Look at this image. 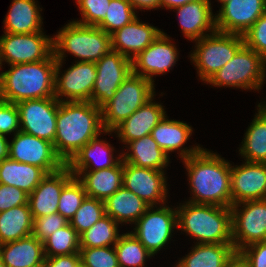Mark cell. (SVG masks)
I'll list each match as a JSON object with an SVG mask.
<instances>
[{
	"label": "cell",
	"instance_id": "6da1fadb",
	"mask_svg": "<svg viewBox=\"0 0 266 267\" xmlns=\"http://www.w3.org/2000/svg\"><path fill=\"white\" fill-rule=\"evenodd\" d=\"M112 130H104L101 108L90 101H59L56 117L54 149L66 164L92 138Z\"/></svg>",
	"mask_w": 266,
	"mask_h": 267
},
{
	"label": "cell",
	"instance_id": "7a4b0ae2",
	"mask_svg": "<svg viewBox=\"0 0 266 267\" xmlns=\"http://www.w3.org/2000/svg\"><path fill=\"white\" fill-rule=\"evenodd\" d=\"M188 176L191 199L197 204L232 206L231 164L219 154L202 148L182 160Z\"/></svg>",
	"mask_w": 266,
	"mask_h": 267
},
{
	"label": "cell",
	"instance_id": "3957f363",
	"mask_svg": "<svg viewBox=\"0 0 266 267\" xmlns=\"http://www.w3.org/2000/svg\"><path fill=\"white\" fill-rule=\"evenodd\" d=\"M0 72V100L17 104L31 99L55 97L56 59L9 65Z\"/></svg>",
	"mask_w": 266,
	"mask_h": 267
},
{
	"label": "cell",
	"instance_id": "277c9868",
	"mask_svg": "<svg viewBox=\"0 0 266 267\" xmlns=\"http://www.w3.org/2000/svg\"><path fill=\"white\" fill-rule=\"evenodd\" d=\"M184 202L176 207L179 230L196 244H232L231 208Z\"/></svg>",
	"mask_w": 266,
	"mask_h": 267
},
{
	"label": "cell",
	"instance_id": "5b68a950",
	"mask_svg": "<svg viewBox=\"0 0 266 267\" xmlns=\"http://www.w3.org/2000/svg\"><path fill=\"white\" fill-rule=\"evenodd\" d=\"M56 61L64 62L66 52L76 57V62H97L111 50V35L97 26L70 21L52 36Z\"/></svg>",
	"mask_w": 266,
	"mask_h": 267
},
{
	"label": "cell",
	"instance_id": "8992f818",
	"mask_svg": "<svg viewBox=\"0 0 266 267\" xmlns=\"http://www.w3.org/2000/svg\"><path fill=\"white\" fill-rule=\"evenodd\" d=\"M190 60L196 66L199 79L205 84L244 46L242 35L215 31L195 40Z\"/></svg>",
	"mask_w": 266,
	"mask_h": 267
},
{
	"label": "cell",
	"instance_id": "52a82bcc",
	"mask_svg": "<svg viewBox=\"0 0 266 267\" xmlns=\"http://www.w3.org/2000/svg\"><path fill=\"white\" fill-rule=\"evenodd\" d=\"M266 60L245 45L231 61L219 69L206 83L218 87H235L259 91L266 80Z\"/></svg>",
	"mask_w": 266,
	"mask_h": 267
},
{
	"label": "cell",
	"instance_id": "ba28073f",
	"mask_svg": "<svg viewBox=\"0 0 266 267\" xmlns=\"http://www.w3.org/2000/svg\"><path fill=\"white\" fill-rule=\"evenodd\" d=\"M155 85L145 77L131 73L113 98L101 107L104 130H113L155 95Z\"/></svg>",
	"mask_w": 266,
	"mask_h": 267
},
{
	"label": "cell",
	"instance_id": "9c48e42d",
	"mask_svg": "<svg viewBox=\"0 0 266 267\" xmlns=\"http://www.w3.org/2000/svg\"><path fill=\"white\" fill-rule=\"evenodd\" d=\"M136 225V226H135ZM130 231L154 257L171 241L172 233L178 229L176 207L166 204L149 206L144 215Z\"/></svg>",
	"mask_w": 266,
	"mask_h": 267
},
{
	"label": "cell",
	"instance_id": "30bf717a",
	"mask_svg": "<svg viewBox=\"0 0 266 267\" xmlns=\"http://www.w3.org/2000/svg\"><path fill=\"white\" fill-rule=\"evenodd\" d=\"M231 223L236 252L252 243L266 241V199L233 204Z\"/></svg>",
	"mask_w": 266,
	"mask_h": 267
},
{
	"label": "cell",
	"instance_id": "8fae6325",
	"mask_svg": "<svg viewBox=\"0 0 266 267\" xmlns=\"http://www.w3.org/2000/svg\"><path fill=\"white\" fill-rule=\"evenodd\" d=\"M2 62L9 65L47 60L53 54V37L43 31L30 34L4 33L0 36Z\"/></svg>",
	"mask_w": 266,
	"mask_h": 267
},
{
	"label": "cell",
	"instance_id": "7c38bea8",
	"mask_svg": "<svg viewBox=\"0 0 266 267\" xmlns=\"http://www.w3.org/2000/svg\"><path fill=\"white\" fill-rule=\"evenodd\" d=\"M20 131L54 144L59 100L56 97L18 102Z\"/></svg>",
	"mask_w": 266,
	"mask_h": 267
},
{
	"label": "cell",
	"instance_id": "4fadbf2b",
	"mask_svg": "<svg viewBox=\"0 0 266 267\" xmlns=\"http://www.w3.org/2000/svg\"><path fill=\"white\" fill-rule=\"evenodd\" d=\"M63 63L62 61H56L55 97L60 102L90 101L97 77L95 62L75 61V64L67 70L61 71ZM62 72L64 73L62 74Z\"/></svg>",
	"mask_w": 266,
	"mask_h": 267
},
{
	"label": "cell",
	"instance_id": "5bb4252c",
	"mask_svg": "<svg viewBox=\"0 0 266 267\" xmlns=\"http://www.w3.org/2000/svg\"><path fill=\"white\" fill-rule=\"evenodd\" d=\"M95 65L97 77L90 102L101 108L113 98L123 81L132 73V60L111 50Z\"/></svg>",
	"mask_w": 266,
	"mask_h": 267
},
{
	"label": "cell",
	"instance_id": "9a60e30c",
	"mask_svg": "<svg viewBox=\"0 0 266 267\" xmlns=\"http://www.w3.org/2000/svg\"><path fill=\"white\" fill-rule=\"evenodd\" d=\"M9 158L40 167L47 174L65 166L56 154L53 143L21 131L17 132L9 142Z\"/></svg>",
	"mask_w": 266,
	"mask_h": 267
},
{
	"label": "cell",
	"instance_id": "2e32d148",
	"mask_svg": "<svg viewBox=\"0 0 266 267\" xmlns=\"http://www.w3.org/2000/svg\"><path fill=\"white\" fill-rule=\"evenodd\" d=\"M166 173L124 163L123 186L141 198L148 206L167 203Z\"/></svg>",
	"mask_w": 266,
	"mask_h": 267
},
{
	"label": "cell",
	"instance_id": "e0dca14e",
	"mask_svg": "<svg viewBox=\"0 0 266 267\" xmlns=\"http://www.w3.org/2000/svg\"><path fill=\"white\" fill-rule=\"evenodd\" d=\"M167 33L157 37L132 60V73L145 77L152 83L153 76L164 75L175 66L179 52Z\"/></svg>",
	"mask_w": 266,
	"mask_h": 267
},
{
	"label": "cell",
	"instance_id": "ac0fdd59",
	"mask_svg": "<svg viewBox=\"0 0 266 267\" xmlns=\"http://www.w3.org/2000/svg\"><path fill=\"white\" fill-rule=\"evenodd\" d=\"M265 12L266 0H229L215 13L216 31L243 36Z\"/></svg>",
	"mask_w": 266,
	"mask_h": 267
},
{
	"label": "cell",
	"instance_id": "d6986e66",
	"mask_svg": "<svg viewBox=\"0 0 266 267\" xmlns=\"http://www.w3.org/2000/svg\"><path fill=\"white\" fill-rule=\"evenodd\" d=\"M232 205L247 200L266 199V163L231 164Z\"/></svg>",
	"mask_w": 266,
	"mask_h": 267
},
{
	"label": "cell",
	"instance_id": "ffe728a7",
	"mask_svg": "<svg viewBox=\"0 0 266 267\" xmlns=\"http://www.w3.org/2000/svg\"><path fill=\"white\" fill-rule=\"evenodd\" d=\"M65 165L60 170L47 174L28 195V204L33 219L57 213L59 199L64 185L73 177Z\"/></svg>",
	"mask_w": 266,
	"mask_h": 267
},
{
	"label": "cell",
	"instance_id": "44dd1931",
	"mask_svg": "<svg viewBox=\"0 0 266 267\" xmlns=\"http://www.w3.org/2000/svg\"><path fill=\"white\" fill-rule=\"evenodd\" d=\"M162 30L149 23H144L138 17L133 19L123 28L111 34V47L130 60H133L140 52L145 50Z\"/></svg>",
	"mask_w": 266,
	"mask_h": 267
},
{
	"label": "cell",
	"instance_id": "7402d4cb",
	"mask_svg": "<svg viewBox=\"0 0 266 267\" xmlns=\"http://www.w3.org/2000/svg\"><path fill=\"white\" fill-rule=\"evenodd\" d=\"M154 98L155 95L112 130L113 133H117V137L120 142L124 143L123 145L151 135L154 127L166 115L163 105L159 104V102H154Z\"/></svg>",
	"mask_w": 266,
	"mask_h": 267
},
{
	"label": "cell",
	"instance_id": "603a6c76",
	"mask_svg": "<svg viewBox=\"0 0 266 267\" xmlns=\"http://www.w3.org/2000/svg\"><path fill=\"white\" fill-rule=\"evenodd\" d=\"M210 0H194L176 10L181 33L190 41H195L216 31L215 15Z\"/></svg>",
	"mask_w": 266,
	"mask_h": 267
},
{
	"label": "cell",
	"instance_id": "cb8c5ba5",
	"mask_svg": "<svg viewBox=\"0 0 266 267\" xmlns=\"http://www.w3.org/2000/svg\"><path fill=\"white\" fill-rule=\"evenodd\" d=\"M192 129V126H189L186 122L168 119L166 114L154 127L151 136L167 155L176 151L179 152L178 155L181 160H184L197 154L202 149L200 144L191 146L189 149L184 147L192 136Z\"/></svg>",
	"mask_w": 266,
	"mask_h": 267
},
{
	"label": "cell",
	"instance_id": "d4e9b609",
	"mask_svg": "<svg viewBox=\"0 0 266 267\" xmlns=\"http://www.w3.org/2000/svg\"><path fill=\"white\" fill-rule=\"evenodd\" d=\"M99 136L92 138L65 164L70 171H96L116 166L122 159V152L113 156V146Z\"/></svg>",
	"mask_w": 266,
	"mask_h": 267
},
{
	"label": "cell",
	"instance_id": "484cf974",
	"mask_svg": "<svg viewBox=\"0 0 266 267\" xmlns=\"http://www.w3.org/2000/svg\"><path fill=\"white\" fill-rule=\"evenodd\" d=\"M123 159L111 168L71 171L83 184L87 197L105 201L123 186Z\"/></svg>",
	"mask_w": 266,
	"mask_h": 267
},
{
	"label": "cell",
	"instance_id": "4316f807",
	"mask_svg": "<svg viewBox=\"0 0 266 267\" xmlns=\"http://www.w3.org/2000/svg\"><path fill=\"white\" fill-rule=\"evenodd\" d=\"M0 255L6 267H43V242L33 235L0 245Z\"/></svg>",
	"mask_w": 266,
	"mask_h": 267
},
{
	"label": "cell",
	"instance_id": "83f0119b",
	"mask_svg": "<svg viewBox=\"0 0 266 267\" xmlns=\"http://www.w3.org/2000/svg\"><path fill=\"white\" fill-rule=\"evenodd\" d=\"M35 0H13L4 24V33L30 34L43 31V10Z\"/></svg>",
	"mask_w": 266,
	"mask_h": 267
},
{
	"label": "cell",
	"instance_id": "f1b7e54d",
	"mask_svg": "<svg viewBox=\"0 0 266 267\" xmlns=\"http://www.w3.org/2000/svg\"><path fill=\"white\" fill-rule=\"evenodd\" d=\"M124 147H127V151L122 152L123 163L157 171H165L164 168L170 164L169 155L159 147L151 135L133 140Z\"/></svg>",
	"mask_w": 266,
	"mask_h": 267
},
{
	"label": "cell",
	"instance_id": "f546056e",
	"mask_svg": "<svg viewBox=\"0 0 266 267\" xmlns=\"http://www.w3.org/2000/svg\"><path fill=\"white\" fill-rule=\"evenodd\" d=\"M105 215L118 224H135L146 212L148 205L124 186L105 201Z\"/></svg>",
	"mask_w": 266,
	"mask_h": 267
},
{
	"label": "cell",
	"instance_id": "4dcf8cb0",
	"mask_svg": "<svg viewBox=\"0 0 266 267\" xmlns=\"http://www.w3.org/2000/svg\"><path fill=\"white\" fill-rule=\"evenodd\" d=\"M264 103V104H263ZM266 102L257 105L250 126L244 134L239 155L247 162L266 163Z\"/></svg>",
	"mask_w": 266,
	"mask_h": 267
},
{
	"label": "cell",
	"instance_id": "1f68e13d",
	"mask_svg": "<svg viewBox=\"0 0 266 267\" xmlns=\"http://www.w3.org/2000/svg\"><path fill=\"white\" fill-rule=\"evenodd\" d=\"M47 173L40 167L20 163L10 158L0 161V184L20 188L28 195Z\"/></svg>",
	"mask_w": 266,
	"mask_h": 267
},
{
	"label": "cell",
	"instance_id": "d6a6232c",
	"mask_svg": "<svg viewBox=\"0 0 266 267\" xmlns=\"http://www.w3.org/2000/svg\"><path fill=\"white\" fill-rule=\"evenodd\" d=\"M188 255L178 262V267H227L236 253L233 244H196Z\"/></svg>",
	"mask_w": 266,
	"mask_h": 267
},
{
	"label": "cell",
	"instance_id": "836d02e7",
	"mask_svg": "<svg viewBox=\"0 0 266 267\" xmlns=\"http://www.w3.org/2000/svg\"><path fill=\"white\" fill-rule=\"evenodd\" d=\"M33 223L28 203L0 212V245L32 235Z\"/></svg>",
	"mask_w": 266,
	"mask_h": 267
},
{
	"label": "cell",
	"instance_id": "e575fe53",
	"mask_svg": "<svg viewBox=\"0 0 266 267\" xmlns=\"http://www.w3.org/2000/svg\"><path fill=\"white\" fill-rule=\"evenodd\" d=\"M118 226L115 220L105 215L90 229L80 234V248L115 246L121 235Z\"/></svg>",
	"mask_w": 266,
	"mask_h": 267
},
{
	"label": "cell",
	"instance_id": "d590c367",
	"mask_svg": "<svg viewBox=\"0 0 266 267\" xmlns=\"http://www.w3.org/2000/svg\"><path fill=\"white\" fill-rule=\"evenodd\" d=\"M119 267H146V259L153 257L131 233H123L114 246Z\"/></svg>",
	"mask_w": 266,
	"mask_h": 267
},
{
	"label": "cell",
	"instance_id": "8d00e7d4",
	"mask_svg": "<svg viewBox=\"0 0 266 267\" xmlns=\"http://www.w3.org/2000/svg\"><path fill=\"white\" fill-rule=\"evenodd\" d=\"M43 247L45 258L79 253L80 235L68 223L49 236L43 242Z\"/></svg>",
	"mask_w": 266,
	"mask_h": 267
},
{
	"label": "cell",
	"instance_id": "74e56055",
	"mask_svg": "<svg viewBox=\"0 0 266 267\" xmlns=\"http://www.w3.org/2000/svg\"><path fill=\"white\" fill-rule=\"evenodd\" d=\"M128 0H111L105 19L97 26L111 35L137 17Z\"/></svg>",
	"mask_w": 266,
	"mask_h": 267
},
{
	"label": "cell",
	"instance_id": "f35d334b",
	"mask_svg": "<svg viewBox=\"0 0 266 267\" xmlns=\"http://www.w3.org/2000/svg\"><path fill=\"white\" fill-rule=\"evenodd\" d=\"M86 197L87 194L82 182L73 176L62 189L58 213L70 222Z\"/></svg>",
	"mask_w": 266,
	"mask_h": 267
},
{
	"label": "cell",
	"instance_id": "ab89813d",
	"mask_svg": "<svg viewBox=\"0 0 266 267\" xmlns=\"http://www.w3.org/2000/svg\"><path fill=\"white\" fill-rule=\"evenodd\" d=\"M104 216V201L100 199L86 197L69 223L80 235L84 231L90 229L96 222H98Z\"/></svg>",
	"mask_w": 266,
	"mask_h": 267
},
{
	"label": "cell",
	"instance_id": "60d3db41",
	"mask_svg": "<svg viewBox=\"0 0 266 267\" xmlns=\"http://www.w3.org/2000/svg\"><path fill=\"white\" fill-rule=\"evenodd\" d=\"M79 254L85 267H119L114 246L80 248Z\"/></svg>",
	"mask_w": 266,
	"mask_h": 267
},
{
	"label": "cell",
	"instance_id": "b9f144b4",
	"mask_svg": "<svg viewBox=\"0 0 266 267\" xmlns=\"http://www.w3.org/2000/svg\"><path fill=\"white\" fill-rule=\"evenodd\" d=\"M81 18L73 20L82 25L98 26L106 17L111 0H75Z\"/></svg>",
	"mask_w": 266,
	"mask_h": 267
},
{
	"label": "cell",
	"instance_id": "7bdbcfd3",
	"mask_svg": "<svg viewBox=\"0 0 266 267\" xmlns=\"http://www.w3.org/2000/svg\"><path fill=\"white\" fill-rule=\"evenodd\" d=\"M244 45L266 60V12L243 35Z\"/></svg>",
	"mask_w": 266,
	"mask_h": 267
},
{
	"label": "cell",
	"instance_id": "ee69618b",
	"mask_svg": "<svg viewBox=\"0 0 266 267\" xmlns=\"http://www.w3.org/2000/svg\"><path fill=\"white\" fill-rule=\"evenodd\" d=\"M69 222L58 212L34 219L32 235L44 242L58 229L65 227Z\"/></svg>",
	"mask_w": 266,
	"mask_h": 267
},
{
	"label": "cell",
	"instance_id": "f6af8a7d",
	"mask_svg": "<svg viewBox=\"0 0 266 267\" xmlns=\"http://www.w3.org/2000/svg\"><path fill=\"white\" fill-rule=\"evenodd\" d=\"M20 131L19 112L14 103L0 100V135L11 133L15 135Z\"/></svg>",
	"mask_w": 266,
	"mask_h": 267
},
{
	"label": "cell",
	"instance_id": "bcb514c9",
	"mask_svg": "<svg viewBox=\"0 0 266 267\" xmlns=\"http://www.w3.org/2000/svg\"><path fill=\"white\" fill-rule=\"evenodd\" d=\"M28 194L20 188L0 184V212L13 207L26 205Z\"/></svg>",
	"mask_w": 266,
	"mask_h": 267
},
{
	"label": "cell",
	"instance_id": "7dc6e473",
	"mask_svg": "<svg viewBox=\"0 0 266 267\" xmlns=\"http://www.w3.org/2000/svg\"><path fill=\"white\" fill-rule=\"evenodd\" d=\"M239 252L252 267H266V241L252 243Z\"/></svg>",
	"mask_w": 266,
	"mask_h": 267
},
{
	"label": "cell",
	"instance_id": "c3c4849f",
	"mask_svg": "<svg viewBox=\"0 0 266 267\" xmlns=\"http://www.w3.org/2000/svg\"><path fill=\"white\" fill-rule=\"evenodd\" d=\"M80 263V254L72 253L45 258L43 267H77Z\"/></svg>",
	"mask_w": 266,
	"mask_h": 267
},
{
	"label": "cell",
	"instance_id": "681fc988",
	"mask_svg": "<svg viewBox=\"0 0 266 267\" xmlns=\"http://www.w3.org/2000/svg\"><path fill=\"white\" fill-rule=\"evenodd\" d=\"M137 12L138 10H154L159 9V0H128Z\"/></svg>",
	"mask_w": 266,
	"mask_h": 267
},
{
	"label": "cell",
	"instance_id": "f907efd6",
	"mask_svg": "<svg viewBox=\"0 0 266 267\" xmlns=\"http://www.w3.org/2000/svg\"><path fill=\"white\" fill-rule=\"evenodd\" d=\"M227 267H252L247 259L240 253L236 252L229 260Z\"/></svg>",
	"mask_w": 266,
	"mask_h": 267
},
{
	"label": "cell",
	"instance_id": "816d5d0a",
	"mask_svg": "<svg viewBox=\"0 0 266 267\" xmlns=\"http://www.w3.org/2000/svg\"><path fill=\"white\" fill-rule=\"evenodd\" d=\"M191 1L194 0H159V8H166L167 10H172L176 7H180L187 3H190Z\"/></svg>",
	"mask_w": 266,
	"mask_h": 267
},
{
	"label": "cell",
	"instance_id": "f5cc1de1",
	"mask_svg": "<svg viewBox=\"0 0 266 267\" xmlns=\"http://www.w3.org/2000/svg\"><path fill=\"white\" fill-rule=\"evenodd\" d=\"M9 158V142L7 137L0 135V161Z\"/></svg>",
	"mask_w": 266,
	"mask_h": 267
},
{
	"label": "cell",
	"instance_id": "db71d44e",
	"mask_svg": "<svg viewBox=\"0 0 266 267\" xmlns=\"http://www.w3.org/2000/svg\"><path fill=\"white\" fill-rule=\"evenodd\" d=\"M218 2L221 3V6L224 5L225 3H227L229 0H217Z\"/></svg>",
	"mask_w": 266,
	"mask_h": 267
},
{
	"label": "cell",
	"instance_id": "11a10c76",
	"mask_svg": "<svg viewBox=\"0 0 266 267\" xmlns=\"http://www.w3.org/2000/svg\"><path fill=\"white\" fill-rule=\"evenodd\" d=\"M0 267H6L5 264L2 261L1 255H0Z\"/></svg>",
	"mask_w": 266,
	"mask_h": 267
},
{
	"label": "cell",
	"instance_id": "9f6ffc18",
	"mask_svg": "<svg viewBox=\"0 0 266 267\" xmlns=\"http://www.w3.org/2000/svg\"><path fill=\"white\" fill-rule=\"evenodd\" d=\"M2 59H1V48H0V70H1V68H2Z\"/></svg>",
	"mask_w": 266,
	"mask_h": 267
},
{
	"label": "cell",
	"instance_id": "6f0895ef",
	"mask_svg": "<svg viewBox=\"0 0 266 267\" xmlns=\"http://www.w3.org/2000/svg\"><path fill=\"white\" fill-rule=\"evenodd\" d=\"M77 267H85V266L80 263Z\"/></svg>",
	"mask_w": 266,
	"mask_h": 267
}]
</instances>
